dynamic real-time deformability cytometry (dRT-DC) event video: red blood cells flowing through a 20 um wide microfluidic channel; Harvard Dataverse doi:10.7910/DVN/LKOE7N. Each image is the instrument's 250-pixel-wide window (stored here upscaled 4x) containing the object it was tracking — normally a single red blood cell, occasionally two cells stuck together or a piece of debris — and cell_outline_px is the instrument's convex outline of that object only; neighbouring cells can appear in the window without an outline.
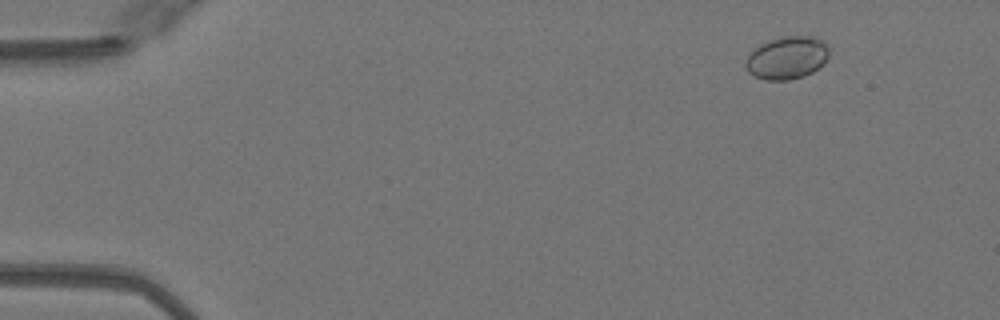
{"species": "Egyptian fruit bat (a non-hibernating species)", "species_latin": "Rousettus aegyptiacus", "temperature_condition": "warm", "stored_images_in_passage": 51, "camera_frame_rate_fps": 3000, "um_per_image_px": 0.085, "animal": {"sex": "female"}, "frame": {"image": 1, "passage_image": 6, "time_ms": 1.667, "image_size_px": [1000, 320], "cell_outline_px": [[828, 56], [824, 64], [812, 72], [804, 76], [788, 80], [764, 80], [752, 76], [744, 68], [744, 64], [748, 56], [760, 44], [784, 36], [812, 36], [824, 40], [828, 44]], "centroid_in_image_um": [66.9, 4.92], "position_along_channel_um": 18.1, "area_um2": 20.92}}
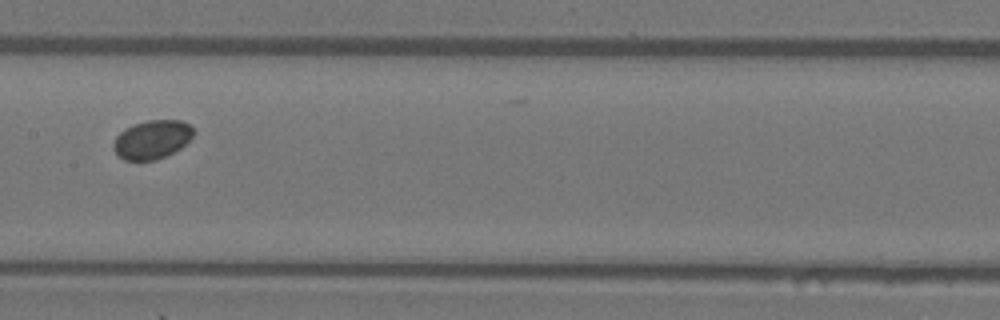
{"frame": {"image": 2, "passage_image": 27, "time_ms": 8.667, "image_size_px": [1000, 320], "cell_outline_px": [[196, 132], [180, 148], [156, 160], [124, 160], [112, 148], [112, 144], [116, 136], [124, 128], [132, 124], [148, 120], [180, 120], [192, 124]], "centroid_in_image_um": [12.93, 11.83], "position_along_channel_um": 194.5, "area_um2": 18.15}}
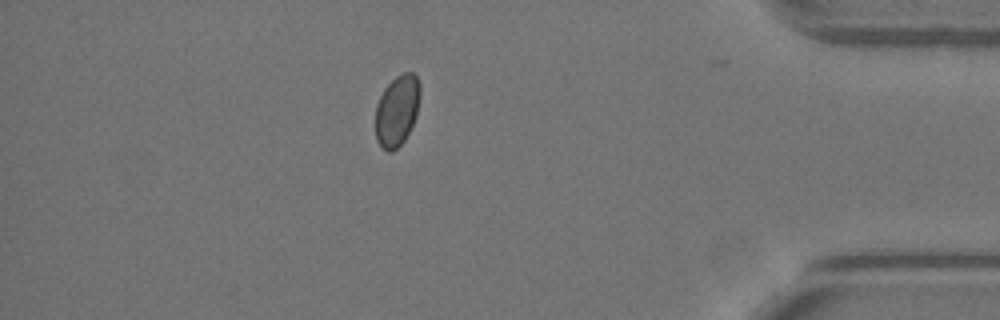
{"frame": {"image": 3, "passage_image": 45, "time_ms": 14.667, "image_size_px": [1000, 320], "cell_outline_px": [[420, 96], [416, 116], [404, 140], [392, 152], [388, 152], [376, 140], [376, 104], [384, 88], [396, 76], [404, 72], [412, 72], [416, 76], [420, 84]], "centroid_in_image_um": [33.75, 9.37], "position_along_channel_um": 401.5, "area_um2": 18.32}}